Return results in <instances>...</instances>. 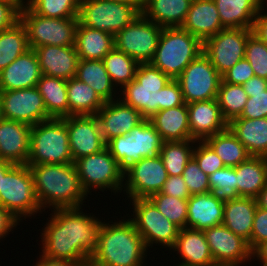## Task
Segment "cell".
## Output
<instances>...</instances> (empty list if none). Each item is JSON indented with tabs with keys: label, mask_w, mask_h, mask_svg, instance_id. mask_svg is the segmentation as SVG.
I'll list each match as a JSON object with an SVG mask.
<instances>
[{
	"label": "cell",
	"mask_w": 267,
	"mask_h": 266,
	"mask_svg": "<svg viewBox=\"0 0 267 266\" xmlns=\"http://www.w3.org/2000/svg\"><path fill=\"white\" fill-rule=\"evenodd\" d=\"M62 119L68 130L73 163L81 157L99 153L106 148L96 115L66 116Z\"/></svg>",
	"instance_id": "d6986e66"
},
{
	"label": "cell",
	"mask_w": 267,
	"mask_h": 266,
	"mask_svg": "<svg viewBox=\"0 0 267 266\" xmlns=\"http://www.w3.org/2000/svg\"><path fill=\"white\" fill-rule=\"evenodd\" d=\"M202 52L203 42L187 30L164 27L149 63L171 79H176Z\"/></svg>",
	"instance_id": "277c9868"
},
{
	"label": "cell",
	"mask_w": 267,
	"mask_h": 266,
	"mask_svg": "<svg viewBox=\"0 0 267 266\" xmlns=\"http://www.w3.org/2000/svg\"><path fill=\"white\" fill-rule=\"evenodd\" d=\"M267 240V210L257 207L250 240L247 242L252 251L259 243Z\"/></svg>",
	"instance_id": "f5cc1de1"
},
{
	"label": "cell",
	"mask_w": 267,
	"mask_h": 266,
	"mask_svg": "<svg viewBox=\"0 0 267 266\" xmlns=\"http://www.w3.org/2000/svg\"><path fill=\"white\" fill-rule=\"evenodd\" d=\"M160 192L180 199H188L191 196L182 175L168 176Z\"/></svg>",
	"instance_id": "db71d44e"
},
{
	"label": "cell",
	"mask_w": 267,
	"mask_h": 266,
	"mask_svg": "<svg viewBox=\"0 0 267 266\" xmlns=\"http://www.w3.org/2000/svg\"><path fill=\"white\" fill-rule=\"evenodd\" d=\"M214 262L225 266H247L252 262L251 250L245 239L223 224L203 231Z\"/></svg>",
	"instance_id": "ac0fdd59"
},
{
	"label": "cell",
	"mask_w": 267,
	"mask_h": 266,
	"mask_svg": "<svg viewBox=\"0 0 267 266\" xmlns=\"http://www.w3.org/2000/svg\"><path fill=\"white\" fill-rule=\"evenodd\" d=\"M14 4L20 11L28 5V0H5Z\"/></svg>",
	"instance_id": "03108f58"
},
{
	"label": "cell",
	"mask_w": 267,
	"mask_h": 266,
	"mask_svg": "<svg viewBox=\"0 0 267 266\" xmlns=\"http://www.w3.org/2000/svg\"><path fill=\"white\" fill-rule=\"evenodd\" d=\"M168 178L159 155L142 158L124 170L123 193L126 200L148 198L160 192Z\"/></svg>",
	"instance_id": "9a60e30c"
},
{
	"label": "cell",
	"mask_w": 267,
	"mask_h": 266,
	"mask_svg": "<svg viewBox=\"0 0 267 266\" xmlns=\"http://www.w3.org/2000/svg\"><path fill=\"white\" fill-rule=\"evenodd\" d=\"M41 76L36 52L30 48L0 71V91L36 87Z\"/></svg>",
	"instance_id": "603a6c76"
},
{
	"label": "cell",
	"mask_w": 267,
	"mask_h": 266,
	"mask_svg": "<svg viewBox=\"0 0 267 266\" xmlns=\"http://www.w3.org/2000/svg\"><path fill=\"white\" fill-rule=\"evenodd\" d=\"M33 176L36 197L41 209L87 206L75 163L28 165Z\"/></svg>",
	"instance_id": "3957f363"
},
{
	"label": "cell",
	"mask_w": 267,
	"mask_h": 266,
	"mask_svg": "<svg viewBox=\"0 0 267 266\" xmlns=\"http://www.w3.org/2000/svg\"><path fill=\"white\" fill-rule=\"evenodd\" d=\"M36 87L43 98L47 113L52 118L69 116L67 80L42 75Z\"/></svg>",
	"instance_id": "8d00e7d4"
},
{
	"label": "cell",
	"mask_w": 267,
	"mask_h": 266,
	"mask_svg": "<svg viewBox=\"0 0 267 266\" xmlns=\"http://www.w3.org/2000/svg\"><path fill=\"white\" fill-rule=\"evenodd\" d=\"M186 104L217 98L222 76L202 52L176 78Z\"/></svg>",
	"instance_id": "5bb4252c"
},
{
	"label": "cell",
	"mask_w": 267,
	"mask_h": 266,
	"mask_svg": "<svg viewBox=\"0 0 267 266\" xmlns=\"http://www.w3.org/2000/svg\"><path fill=\"white\" fill-rule=\"evenodd\" d=\"M41 230V253L47 257L89 264L98 246L102 220L83 207L52 209Z\"/></svg>",
	"instance_id": "6da1fadb"
},
{
	"label": "cell",
	"mask_w": 267,
	"mask_h": 266,
	"mask_svg": "<svg viewBox=\"0 0 267 266\" xmlns=\"http://www.w3.org/2000/svg\"><path fill=\"white\" fill-rule=\"evenodd\" d=\"M245 58L250 63L255 76L267 79V44L251 33L245 47Z\"/></svg>",
	"instance_id": "bcb514c9"
},
{
	"label": "cell",
	"mask_w": 267,
	"mask_h": 266,
	"mask_svg": "<svg viewBox=\"0 0 267 266\" xmlns=\"http://www.w3.org/2000/svg\"><path fill=\"white\" fill-rule=\"evenodd\" d=\"M74 163L81 187L87 195H92V191L104 192L107 189L111 195L113 192V195L120 196L124 184V170L107 148L99 153L81 157Z\"/></svg>",
	"instance_id": "ba28073f"
},
{
	"label": "cell",
	"mask_w": 267,
	"mask_h": 266,
	"mask_svg": "<svg viewBox=\"0 0 267 266\" xmlns=\"http://www.w3.org/2000/svg\"><path fill=\"white\" fill-rule=\"evenodd\" d=\"M251 259L253 262L259 261L260 263L258 262V264H261V266H267V240L259 243L251 251Z\"/></svg>",
	"instance_id": "94428289"
},
{
	"label": "cell",
	"mask_w": 267,
	"mask_h": 266,
	"mask_svg": "<svg viewBox=\"0 0 267 266\" xmlns=\"http://www.w3.org/2000/svg\"><path fill=\"white\" fill-rule=\"evenodd\" d=\"M15 164L0 159V189L2 184V177L14 166Z\"/></svg>",
	"instance_id": "be15d7a7"
},
{
	"label": "cell",
	"mask_w": 267,
	"mask_h": 266,
	"mask_svg": "<svg viewBox=\"0 0 267 266\" xmlns=\"http://www.w3.org/2000/svg\"><path fill=\"white\" fill-rule=\"evenodd\" d=\"M253 76L255 74L250 63L246 58H243L222 75V81L234 85H243Z\"/></svg>",
	"instance_id": "816d5d0a"
},
{
	"label": "cell",
	"mask_w": 267,
	"mask_h": 266,
	"mask_svg": "<svg viewBox=\"0 0 267 266\" xmlns=\"http://www.w3.org/2000/svg\"><path fill=\"white\" fill-rule=\"evenodd\" d=\"M42 75L69 80L76 77L79 61L75 46L45 45L34 48Z\"/></svg>",
	"instance_id": "d4e9b609"
},
{
	"label": "cell",
	"mask_w": 267,
	"mask_h": 266,
	"mask_svg": "<svg viewBox=\"0 0 267 266\" xmlns=\"http://www.w3.org/2000/svg\"><path fill=\"white\" fill-rule=\"evenodd\" d=\"M120 218L116 217L117 220L113 222L102 217L98 246L88 266L148 265L147 256L153 251L147 249L142 236L137 232L129 217L125 219V216H121Z\"/></svg>",
	"instance_id": "7a4b0ae2"
},
{
	"label": "cell",
	"mask_w": 267,
	"mask_h": 266,
	"mask_svg": "<svg viewBox=\"0 0 267 266\" xmlns=\"http://www.w3.org/2000/svg\"><path fill=\"white\" fill-rule=\"evenodd\" d=\"M130 205H132L130 209H133V214L131 213L130 216L128 213L126 217H130L129 219L134 223L147 249L153 248L155 244L170 251L175 245L180 229L169 221L148 198L130 200L128 207Z\"/></svg>",
	"instance_id": "8fae6325"
},
{
	"label": "cell",
	"mask_w": 267,
	"mask_h": 266,
	"mask_svg": "<svg viewBox=\"0 0 267 266\" xmlns=\"http://www.w3.org/2000/svg\"><path fill=\"white\" fill-rule=\"evenodd\" d=\"M252 29L225 28L203 42V53L222 76L245 58V47Z\"/></svg>",
	"instance_id": "2e32d148"
},
{
	"label": "cell",
	"mask_w": 267,
	"mask_h": 266,
	"mask_svg": "<svg viewBox=\"0 0 267 266\" xmlns=\"http://www.w3.org/2000/svg\"><path fill=\"white\" fill-rule=\"evenodd\" d=\"M216 99L224 119L229 123L241 116L248 96L242 85L229 84L221 80Z\"/></svg>",
	"instance_id": "b9f144b4"
},
{
	"label": "cell",
	"mask_w": 267,
	"mask_h": 266,
	"mask_svg": "<svg viewBox=\"0 0 267 266\" xmlns=\"http://www.w3.org/2000/svg\"><path fill=\"white\" fill-rule=\"evenodd\" d=\"M102 61L117 89L120 90L125 84L135 79V72L139 63L124 52L113 48L104 56Z\"/></svg>",
	"instance_id": "60d3db41"
},
{
	"label": "cell",
	"mask_w": 267,
	"mask_h": 266,
	"mask_svg": "<svg viewBox=\"0 0 267 266\" xmlns=\"http://www.w3.org/2000/svg\"><path fill=\"white\" fill-rule=\"evenodd\" d=\"M163 27L139 14L129 25L114 35V48L135 59L149 63L156 52Z\"/></svg>",
	"instance_id": "4fadbf2b"
},
{
	"label": "cell",
	"mask_w": 267,
	"mask_h": 266,
	"mask_svg": "<svg viewBox=\"0 0 267 266\" xmlns=\"http://www.w3.org/2000/svg\"><path fill=\"white\" fill-rule=\"evenodd\" d=\"M212 193L223 201L238 198L235 167L225 166L208 176Z\"/></svg>",
	"instance_id": "f6af8a7d"
},
{
	"label": "cell",
	"mask_w": 267,
	"mask_h": 266,
	"mask_svg": "<svg viewBox=\"0 0 267 266\" xmlns=\"http://www.w3.org/2000/svg\"><path fill=\"white\" fill-rule=\"evenodd\" d=\"M210 266H225V265H222V264H213V265H210Z\"/></svg>",
	"instance_id": "a7ac6f4b"
},
{
	"label": "cell",
	"mask_w": 267,
	"mask_h": 266,
	"mask_svg": "<svg viewBox=\"0 0 267 266\" xmlns=\"http://www.w3.org/2000/svg\"><path fill=\"white\" fill-rule=\"evenodd\" d=\"M181 28L202 42L225 29L213 0H193Z\"/></svg>",
	"instance_id": "4316f807"
},
{
	"label": "cell",
	"mask_w": 267,
	"mask_h": 266,
	"mask_svg": "<svg viewBox=\"0 0 267 266\" xmlns=\"http://www.w3.org/2000/svg\"><path fill=\"white\" fill-rule=\"evenodd\" d=\"M149 120L164 142L191 139L186 103L177 107L160 110Z\"/></svg>",
	"instance_id": "83f0119b"
},
{
	"label": "cell",
	"mask_w": 267,
	"mask_h": 266,
	"mask_svg": "<svg viewBox=\"0 0 267 266\" xmlns=\"http://www.w3.org/2000/svg\"><path fill=\"white\" fill-rule=\"evenodd\" d=\"M242 86L244 91L247 93V96L250 97V93H258L267 89V79L253 76Z\"/></svg>",
	"instance_id": "680465c9"
},
{
	"label": "cell",
	"mask_w": 267,
	"mask_h": 266,
	"mask_svg": "<svg viewBox=\"0 0 267 266\" xmlns=\"http://www.w3.org/2000/svg\"><path fill=\"white\" fill-rule=\"evenodd\" d=\"M257 207L267 210V184L256 197Z\"/></svg>",
	"instance_id": "6125c7cd"
},
{
	"label": "cell",
	"mask_w": 267,
	"mask_h": 266,
	"mask_svg": "<svg viewBox=\"0 0 267 266\" xmlns=\"http://www.w3.org/2000/svg\"><path fill=\"white\" fill-rule=\"evenodd\" d=\"M228 167L238 166L251 155L229 128L205 140Z\"/></svg>",
	"instance_id": "74e56055"
},
{
	"label": "cell",
	"mask_w": 267,
	"mask_h": 266,
	"mask_svg": "<svg viewBox=\"0 0 267 266\" xmlns=\"http://www.w3.org/2000/svg\"><path fill=\"white\" fill-rule=\"evenodd\" d=\"M256 209V198L238 197L225 200L222 224L248 242Z\"/></svg>",
	"instance_id": "f1b7e54d"
},
{
	"label": "cell",
	"mask_w": 267,
	"mask_h": 266,
	"mask_svg": "<svg viewBox=\"0 0 267 266\" xmlns=\"http://www.w3.org/2000/svg\"><path fill=\"white\" fill-rule=\"evenodd\" d=\"M228 128L251 156H267V117L235 118L228 123Z\"/></svg>",
	"instance_id": "4dcf8cb0"
},
{
	"label": "cell",
	"mask_w": 267,
	"mask_h": 266,
	"mask_svg": "<svg viewBox=\"0 0 267 266\" xmlns=\"http://www.w3.org/2000/svg\"><path fill=\"white\" fill-rule=\"evenodd\" d=\"M163 142L150 120L144 119L130 133L109 140L106 148L125 170L142 158L159 155Z\"/></svg>",
	"instance_id": "9c48e42d"
},
{
	"label": "cell",
	"mask_w": 267,
	"mask_h": 266,
	"mask_svg": "<svg viewBox=\"0 0 267 266\" xmlns=\"http://www.w3.org/2000/svg\"><path fill=\"white\" fill-rule=\"evenodd\" d=\"M21 223L16 219L9 211L0 206V243L3 238H6L10 235V232H14V229L17 228Z\"/></svg>",
	"instance_id": "9f6ffc18"
},
{
	"label": "cell",
	"mask_w": 267,
	"mask_h": 266,
	"mask_svg": "<svg viewBox=\"0 0 267 266\" xmlns=\"http://www.w3.org/2000/svg\"><path fill=\"white\" fill-rule=\"evenodd\" d=\"M0 100L4 119L33 126L52 118L37 87L0 91Z\"/></svg>",
	"instance_id": "e0dca14e"
},
{
	"label": "cell",
	"mask_w": 267,
	"mask_h": 266,
	"mask_svg": "<svg viewBox=\"0 0 267 266\" xmlns=\"http://www.w3.org/2000/svg\"><path fill=\"white\" fill-rule=\"evenodd\" d=\"M148 199L156 208L179 229L186 228L188 201L161 192L154 193Z\"/></svg>",
	"instance_id": "7bdbcfd3"
},
{
	"label": "cell",
	"mask_w": 267,
	"mask_h": 266,
	"mask_svg": "<svg viewBox=\"0 0 267 266\" xmlns=\"http://www.w3.org/2000/svg\"><path fill=\"white\" fill-rule=\"evenodd\" d=\"M193 0H143L141 14L161 27H181Z\"/></svg>",
	"instance_id": "1f68e13d"
},
{
	"label": "cell",
	"mask_w": 267,
	"mask_h": 266,
	"mask_svg": "<svg viewBox=\"0 0 267 266\" xmlns=\"http://www.w3.org/2000/svg\"><path fill=\"white\" fill-rule=\"evenodd\" d=\"M182 177L191 195L211 192L208 175L200 169L193 157L187 162Z\"/></svg>",
	"instance_id": "7dc6e473"
},
{
	"label": "cell",
	"mask_w": 267,
	"mask_h": 266,
	"mask_svg": "<svg viewBox=\"0 0 267 266\" xmlns=\"http://www.w3.org/2000/svg\"><path fill=\"white\" fill-rule=\"evenodd\" d=\"M171 80L150 63H139L135 79L125 84L118 92L119 99L138 110L145 119L159 111V91Z\"/></svg>",
	"instance_id": "52a82bcc"
},
{
	"label": "cell",
	"mask_w": 267,
	"mask_h": 266,
	"mask_svg": "<svg viewBox=\"0 0 267 266\" xmlns=\"http://www.w3.org/2000/svg\"><path fill=\"white\" fill-rule=\"evenodd\" d=\"M115 2H121L133 6L140 14L143 9V0H111Z\"/></svg>",
	"instance_id": "e7e4bbea"
},
{
	"label": "cell",
	"mask_w": 267,
	"mask_h": 266,
	"mask_svg": "<svg viewBox=\"0 0 267 266\" xmlns=\"http://www.w3.org/2000/svg\"><path fill=\"white\" fill-rule=\"evenodd\" d=\"M3 119V113H2V105L0 100V121Z\"/></svg>",
	"instance_id": "003e7915"
},
{
	"label": "cell",
	"mask_w": 267,
	"mask_h": 266,
	"mask_svg": "<svg viewBox=\"0 0 267 266\" xmlns=\"http://www.w3.org/2000/svg\"><path fill=\"white\" fill-rule=\"evenodd\" d=\"M140 13L125 3L111 0H80L79 23L112 35L129 25Z\"/></svg>",
	"instance_id": "7c38bea8"
},
{
	"label": "cell",
	"mask_w": 267,
	"mask_h": 266,
	"mask_svg": "<svg viewBox=\"0 0 267 266\" xmlns=\"http://www.w3.org/2000/svg\"><path fill=\"white\" fill-rule=\"evenodd\" d=\"M171 250L180 259L179 262L175 257L178 263H174L172 266H210L215 264L203 231L191 228L180 229L175 245L170 252H172Z\"/></svg>",
	"instance_id": "cb8c5ba5"
},
{
	"label": "cell",
	"mask_w": 267,
	"mask_h": 266,
	"mask_svg": "<svg viewBox=\"0 0 267 266\" xmlns=\"http://www.w3.org/2000/svg\"><path fill=\"white\" fill-rule=\"evenodd\" d=\"M39 255V258L37 256L38 261H36L34 265L32 264V266H88V264L74 263L62 259L47 257L41 252H39Z\"/></svg>",
	"instance_id": "91938a15"
},
{
	"label": "cell",
	"mask_w": 267,
	"mask_h": 266,
	"mask_svg": "<svg viewBox=\"0 0 267 266\" xmlns=\"http://www.w3.org/2000/svg\"><path fill=\"white\" fill-rule=\"evenodd\" d=\"M73 163L66 123L51 118L31 127L27 165Z\"/></svg>",
	"instance_id": "5b68a950"
},
{
	"label": "cell",
	"mask_w": 267,
	"mask_h": 266,
	"mask_svg": "<svg viewBox=\"0 0 267 266\" xmlns=\"http://www.w3.org/2000/svg\"><path fill=\"white\" fill-rule=\"evenodd\" d=\"M235 170L238 196L256 198L267 184L266 157L250 156L235 166Z\"/></svg>",
	"instance_id": "d6a6232c"
},
{
	"label": "cell",
	"mask_w": 267,
	"mask_h": 266,
	"mask_svg": "<svg viewBox=\"0 0 267 266\" xmlns=\"http://www.w3.org/2000/svg\"><path fill=\"white\" fill-rule=\"evenodd\" d=\"M69 116L96 115L105 102L86 83L76 77L67 80Z\"/></svg>",
	"instance_id": "d590c367"
},
{
	"label": "cell",
	"mask_w": 267,
	"mask_h": 266,
	"mask_svg": "<svg viewBox=\"0 0 267 266\" xmlns=\"http://www.w3.org/2000/svg\"><path fill=\"white\" fill-rule=\"evenodd\" d=\"M96 116L105 143L117 136L130 133L145 119L138 110L126 105L120 99L105 102Z\"/></svg>",
	"instance_id": "ffe728a7"
},
{
	"label": "cell",
	"mask_w": 267,
	"mask_h": 266,
	"mask_svg": "<svg viewBox=\"0 0 267 266\" xmlns=\"http://www.w3.org/2000/svg\"><path fill=\"white\" fill-rule=\"evenodd\" d=\"M0 206L20 222L44 212L36 197L33 176L27 164H15L2 177Z\"/></svg>",
	"instance_id": "8992f818"
},
{
	"label": "cell",
	"mask_w": 267,
	"mask_h": 266,
	"mask_svg": "<svg viewBox=\"0 0 267 266\" xmlns=\"http://www.w3.org/2000/svg\"><path fill=\"white\" fill-rule=\"evenodd\" d=\"M76 78L93 88L104 102L119 99V89L112 83L102 60L79 59Z\"/></svg>",
	"instance_id": "836d02e7"
},
{
	"label": "cell",
	"mask_w": 267,
	"mask_h": 266,
	"mask_svg": "<svg viewBox=\"0 0 267 266\" xmlns=\"http://www.w3.org/2000/svg\"><path fill=\"white\" fill-rule=\"evenodd\" d=\"M267 117V89L258 93H250L244 110L238 118L258 119Z\"/></svg>",
	"instance_id": "f907efd6"
},
{
	"label": "cell",
	"mask_w": 267,
	"mask_h": 266,
	"mask_svg": "<svg viewBox=\"0 0 267 266\" xmlns=\"http://www.w3.org/2000/svg\"><path fill=\"white\" fill-rule=\"evenodd\" d=\"M193 158L208 176L225 167L221 158L206 141H196Z\"/></svg>",
	"instance_id": "c3c4849f"
},
{
	"label": "cell",
	"mask_w": 267,
	"mask_h": 266,
	"mask_svg": "<svg viewBox=\"0 0 267 266\" xmlns=\"http://www.w3.org/2000/svg\"><path fill=\"white\" fill-rule=\"evenodd\" d=\"M185 104L179 82L171 79L159 91V111Z\"/></svg>",
	"instance_id": "681fc988"
},
{
	"label": "cell",
	"mask_w": 267,
	"mask_h": 266,
	"mask_svg": "<svg viewBox=\"0 0 267 266\" xmlns=\"http://www.w3.org/2000/svg\"><path fill=\"white\" fill-rule=\"evenodd\" d=\"M267 6V3H266ZM265 4L259 10L254 24L252 27V33L256 35L260 40L264 41L267 44V7ZM265 8V10H264Z\"/></svg>",
	"instance_id": "6f0895ef"
},
{
	"label": "cell",
	"mask_w": 267,
	"mask_h": 266,
	"mask_svg": "<svg viewBox=\"0 0 267 266\" xmlns=\"http://www.w3.org/2000/svg\"><path fill=\"white\" fill-rule=\"evenodd\" d=\"M75 47L79 59L102 60L114 48V35L78 23Z\"/></svg>",
	"instance_id": "e575fe53"
},
{
	"label": "cell",
	"mask_w": 267,
	"mask_h": 266,
	"mask_svg": "<svg viewBox=\"0 0 267 266\" xmlns=\"http://www.w3.org/2000/svg\"><path fill=\"white\" fill-rule=\"evenodd\" d=\"M191 139L205 141L228 128L217 99L195 101L187 104Z\"/></svg>",
	"instance_id": "44dd1931"
},
{
	"label": "cell",
	"mask_w": 267,
	"mask_h": 266,
	"mask_svg": "<svg viewBox=\"0 0 267 266\" xmlns=\"http://www.w3.org/2000/svg\"><path fill=\"white\" fill-rule=\"evenodd\" d=\"M28 6L48 18H78L80 0H28Z\"/></svg>",
	"instance_id": "ee69618b"
},
{
	"label": "cell",
	"mask_w": 267,
	"mask_h": 266,
	"mask_svg": "<svg viewBox=\"0 0 267 266\" xmlns=\"http://www.w3.org/2000/svg\"><path fill=\"white\" fill-rule=\"evenodd\" d=\"M29 47L75 46L78 18H48L36 14L28 5L20 11Z\"/></svg>",
	"instance_id": "30bf717a"
},
{
	"label": "cell",
	"mask_w": 267,
	"mask_h": 266,
	"mask_svg": "<svg viewBox=\"0 0 267 266\" xmlns=\"http://www.w3.org/2000/svg\"><path fill=\"white\" fill-rule=\"evenodd\" d=\"M20 21V10L12 3L0 0V32Z\"/></svg>",
	"instance_id": "11a10c76"
},
{
	"label": "cell",
	"mask_w": 267,
	"mask_h": 266,
	"mask_svg": "<svg viewBox=\"0 0 267 266\" xmlns=\"http://www.w3.org/2000/svg\"><path fill=\"white\" fill-rule=\"evenodd\" d=\"M224 28L252 29L266 0H213Z\"/></svg>",
	"instance_id": "f546056e"
},
{
	"label": "cell",
	"mask_w": 267,
	"mask_h": 266,
	"mask_svg": "<svg viewBox=\"0 0 267 266\" xmlns=\"http://www.w3.org/2000/svg\"><path fill=\"white\" fill-rule=\"evenodd\" d=\"M186 228L204 231L223 222L224 201L215 193L191 195L188 199Z\"/></svg>",
	"instance_id": "484cf974"
},
{
	"label": "cell",
	"mask_w": 267,
	"mask_h": 266,
	"mask_svg": "<svg viewBox=\"0 0 267 266\" xmlns=\"http://www.w3.org/2000/svg\"><path fill=\"white\" fill-rule=\"evenodd\" d=\"M27 32L21 21L0 32V71L29 50Z\"/></svg>",
	"instance_id": "f35d334b"
},
{
	"label": "cell",
	"mask_w": 267,
	"mask_h": 266,
	"mask_svg": "<svg viewBox=\"0 0 267 266\" xmlns=\"http://www.w3.org/2000/svg\"><path fill=\"white\" fill-rule=\"evenodd\" d=\"M195 144L193 139L163 142L159 156L168 176L182 175L187 162L193 157Z\"/></svg>",
	"instance_id": "ab89813d"
},
{
	"label": "cell",
	"mask_w": 267,
	"mask_h": 266,
	"mask_svg": "<svg viewBox=\"0 0 267 266\" xmlns=\"http://www.w3.org/2000/svg\"><path fill=\"white\" fill-rule=\"evenodd\" d=\"M31 127L23 122L4 118L0 121V159L13 164H27Z\"/></svg>",
	"instance_id": "7402d4cb"
}]
</instances>
